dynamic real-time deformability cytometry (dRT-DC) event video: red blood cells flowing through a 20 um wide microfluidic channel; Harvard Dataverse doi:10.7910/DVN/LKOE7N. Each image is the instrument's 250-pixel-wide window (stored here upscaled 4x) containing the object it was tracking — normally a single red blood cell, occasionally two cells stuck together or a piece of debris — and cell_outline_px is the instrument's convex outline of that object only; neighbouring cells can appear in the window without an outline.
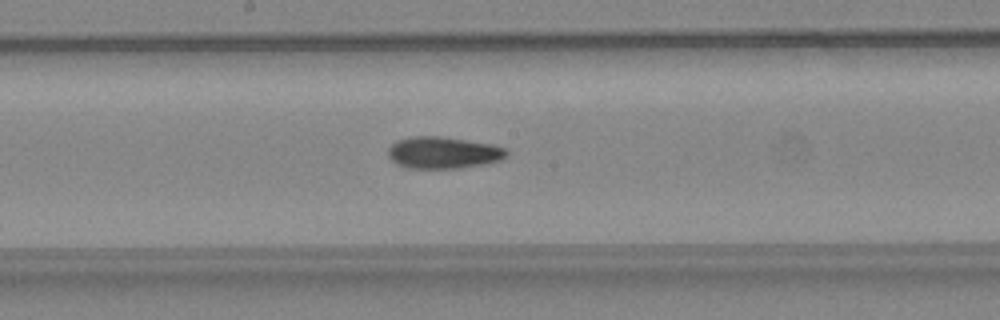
{"species": "common noctule bat (a hibernating species)", "species_latin": "Nyctalus noctula", "temperature_condition": "warm", "stored_images_in_passage": 36, "camera_frame_rate_fps": 3000, "um_per_image_px": 0.085, "animal": {"sex": "female", "body_mass_g": 24.6, "forearm_length_mm": 56.2}, "frame": {"image": 1, "passage_image": 20, "time_ms": 6.333, "image_size_px": [1000, 320], "cell_outline_px": [[508, 156], [500, 160], [484, 164], [460, 168], [408, 168], [396, 164], [388, 156], [388, 148], [396, 140], [412, 136], [440, 136], [492, 144], [504, 148], [508, 152]], "centroid_in_image_um": [37.66, 12.97], "position_along_channel_um": 210.5, "area_um2": 22.02}}
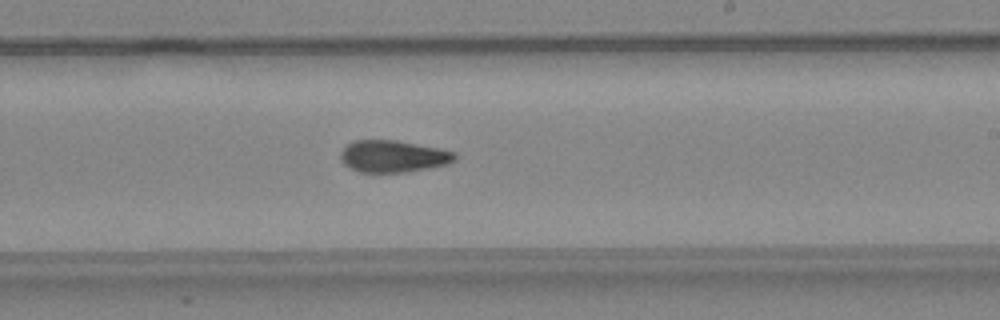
{"frame": {"image": 2, "passage_image": 23, "time_ms": 7.333, "image_size_px": [1000, 320], "cell_outline_px": [[456, 160], [448, 164], [408, 172], [360, 172], [344, 164], [340, 160], [340, 152], [352, 140], [396, 140], [440, 148], [456, 152]], "centroid_in_image_um": [33.43, 13.28], "position_along_channel_um": 255.6, "area_um2": 21.39}}
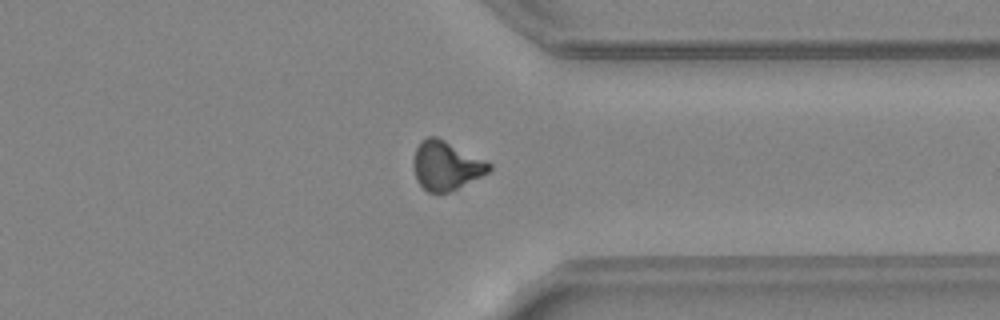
{"frame": {"image": 3, "passage_image": 31, "time_ms": 10.0, "image_size_px": [1000, 320], "cell_outline_px": [[492, 168], [488, 172], [448, 192], [428, 192], [416, 180], [412, 164], [412, 160], [416, 148], [420, 140], [428, 136], [436, 136], [492, 164]], "centroid_in_image_um": [37.86, 14.06], "position_along_channel_um": 373.5, "area_um2": 21.21}}